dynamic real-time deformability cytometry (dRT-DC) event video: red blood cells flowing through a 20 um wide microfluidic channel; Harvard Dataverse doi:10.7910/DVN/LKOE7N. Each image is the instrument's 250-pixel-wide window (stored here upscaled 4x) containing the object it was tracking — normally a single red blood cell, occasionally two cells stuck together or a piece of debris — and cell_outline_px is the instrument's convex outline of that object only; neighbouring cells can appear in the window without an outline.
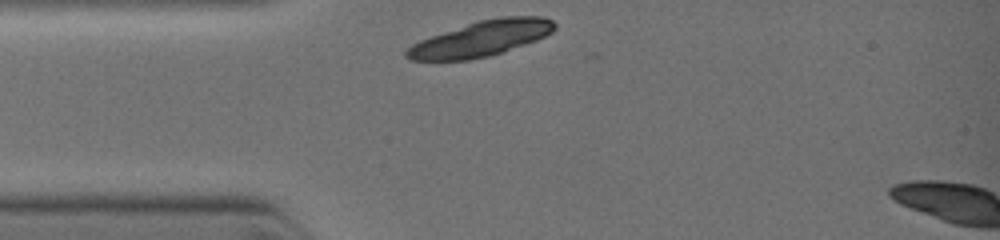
{"species": "common noctule bat (a hibernating species)", "species_latin": "Nyctalus noctula", "temperature_condition": "warm", "stored_images_in_passage": 3, "camera_frame_rate_fps": 3000, "um_per_image_px": 0.085, "animal": {"sex": "female", "body_mass_g": 19.0, "forearm_length_mm": 51.5}, "frame": {"image": 1, "passage_image": 1, "time_ms": 0.0, "image_size_px": [1000, 240], "cell_outline_px": [[556, 28], [552, 32], [536, 40], [488, 56], [468, 60], [408, 60], [404, 56], [404, 52], [412, 44], [420, 40], [476, 20], [500, 16], [544, 16], [552, 20], [556, 24]], "centroid_in_image_um": [40.89, 3.26], "position_along_channel_um": 44.1, "area_um2": 30.52}}